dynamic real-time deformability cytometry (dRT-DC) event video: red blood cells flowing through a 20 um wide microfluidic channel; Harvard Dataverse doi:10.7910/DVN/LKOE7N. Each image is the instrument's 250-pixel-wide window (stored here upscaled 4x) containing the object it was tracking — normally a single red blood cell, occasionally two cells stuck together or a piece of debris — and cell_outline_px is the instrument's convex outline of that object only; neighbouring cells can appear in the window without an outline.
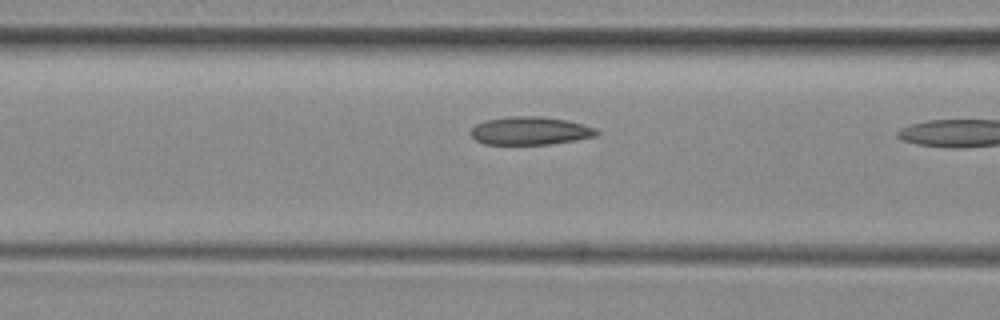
{"species": "common noctule bat (a hibernating species)", "species_latin": "Nyctalus noctula", "temperature_condition": "room temperature", "stored_images_in_passage": 17, "camera_frame_rate_fps": 3000, "um_per_image_px": 0.085, "animal": {"sex": "female", "body_mass_g": 29.2, "forearm_length_mm": 56.3}, "frame": {"image": 1, "passage_image": 15, "time_ms": 4.667, "image_size_px": [1000, 320], "cell_outline_px": [[600, 132], [596, 136], [576, 140], [548, 144], [484, 144], [476, 140], [472, 136], [472, 128], [476, 124], [484, 120], [504, 116], [540, 116], [568, 120], [596, 128]], "centroid_in_image_um": [45.07, 11.1], "position_along_channel_um": 121.5, "area_um2": 20.69}}